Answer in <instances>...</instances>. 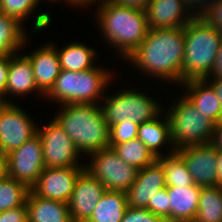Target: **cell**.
<instances>
[{
	"label": "cell",
	"instance_id": "obj_11",
	"mask_svg": "<svg viewBox=\"0 0 222 222\" xmlns=\"http://www.w3.org/2000/svg\"><path fill=\"white\" fill-rule=\"evenodd\" d=\"M25 112L11 101L0 111L1 153L7 155L37 134L38 127Z\"/></svg>",
	"mask_w": 222,
	"mask_h": 222
},
{
	"label": "cell",
	"instance_id": "obj_21",
	"mask_svg": "<svg viewBox=\"0 0 222 222\" xmlns=\"http://www.w3.org/2000/svg\"><path fill=\"white\" fill-rule=\"evenodd\" d=\"M26 205L28 222H72L68 203L39 197L31 189Z\"/></svg>",
	"mask_w": 222,
	"mask_h": 222
},
{
	"label": "cell",
	"instance_id": "obj_34",
	"mask_svg": "<svg viewBox=\"0 0 222 222\" xmlns=\"http://www.w3.org/2000/svg\"><path fill=\"white\" fill-rule=\"evenodd\" d=\"M200 16L222 33V0H212Z\"/></svg>",
	"mask_w": 222,
	"mask_h": 222
},
{
	"label": "cell",
	"instance_id": "obj_22",
	"mask_svg": "<svg viewBox=\"0 0 222 222\" xmlns=\"http://www.w3.org/2000/svg\"><path fill=\"white\" fill-rule=\"evenodd\" d=\"M163 119L162 121L160 118L156 117L151 121L139 124L137 133V138L145 144L156 158L163 155L159 149L167 143H171L170 148L172 149L170 150L172 152L176 151L171 139L170 123L167 115Z\"/></svg>",
	"mask_w": 222,
	"mask_h": 222
},
{
	"label": "cell",
	"instance_id": "obj_17",
	"mask_svg": "<svg viewBox=\"0 0 222 222\" xmlns=\"http://www.w3.org/2000/svg\"><path fill=\"white\" fill-rule=\"evenodd\" d=\"M53 44H46L26 55L32 66L37 89L46 96L53 88L56 78L61 72L57 47Z\"/></svg>",
	"mask_w": 222,
	"mask_h": 222
},
{
	"label": "cell",
	"instance_id": "obj_12",
	"mask_svg": "<svg viewBox=\"0 0 222 222\" xmlns=\"http://www.w3.org/2000/svg\"><path fill=\"white\" fill-rule=\"evenodd\" d=\"M176 152L183 158L195 185L218 186V150L211 143L189 145Z\"/></svg>",
	"mask_w": 222,
	"mask_h": 222
},
{
	"label": "cell",
	"instance_id": "obj_40",
	"mask_svg": "<svg viewBox=\"0 0 222 222\" xmlns=\"http://www.w3.org/2000/svg\"><path fill=\"white\" fill-rule=\"evenodd\" d=\"M211 144L217 150H222V123L215 124Z\"/></svg>",
	"mask_w": 222,
	"mask_h": 222
},
{
	"label": "cell",
	"instance_id": "obj_27",
	"mask_svg": "<svg viewBox=\"0 0 222 222\" xmlns=\"http://www.w3.org/2000/svg\"><path fill=\"white\" fill-rule=\"evenodd\" d=\"M109 147L113 148L125 163L138 170L152 164L157 159L138 138L117 145H109Z\"/></svg>",
	"mask_w": 222,
	"mask_h": 222
},
{
	"label": "cell",
	"instance_id": "obj_8",
	"mask_svg": "<svg viewBox=\"0 0 222 222\" xmlns=\"http://www.w3.org/2000/svg\"><path fill=\"white\" fill-rule=\"evenodd\" d=\"M89 155L91 163L85 165V169L98 179L106 190L126 192L135 182L139 170L125 163L113 148H104Z\"/></svg>",
	"mask_w": 222,
	"mask_h": 222
},
{
	"label": "cell",
	"instance_id": "obj_4",
	"mask_svg": "<svg viewBox=\"0 0 222 222\" xmlns=\"http://www.w3.org/2000/svg\"><path fill=\"white\" fill-rule=\"evenodd\" d=\"M221 40L222 33L201 16H195L185 25L182 83L211 75Z\"/></svg>",
	"mask_w": 222,
	"mask_h": 222
},
{
	"label": "cell",
	"instance_id": "obj_30",
	"mask_svg": "<svg viewBox=\"0 0 222 222\" xmlns=\"http://www.w3.org/2000/svg\"><path fill=\"white\" fill-rule=\"evenodd\" d=\"M40 0H0V12L24 22L39 5Z\"/></svg>",
	"mask_w": 222,
	"mask_h": 222
},
{
	"label": "cell",
	"instance_id": "obj_24",
	"mask_svg": "<svg viewBox=\"0 0 222 222\" xmlns=\"http://www.w3.org/2000/svg\"><path fill=\"white\" fill-rule=\"evenodd\" d=\"M61 69L80 72L93 69L96 52L93 48L83 45V43L72 42L62 49H57Z\"/></svg>",
	"mask_w": 222,
	"mask_h": 222
},
{
	"label": "cell",
	"instance_id": "obj_6",
	"mask_svg": "<svg viewBox=\"0 0 222 222\" xmlns=\"http://www.w3.org/2000/svg\"><path fill=\"white\" fill-rule=\"evenodd\" d=\"M173 106L166 113L176 150L189 145L211 143L215 124L210 119L203 116L185 96Z\"/></svg>",
	"mask_w": 222,
	"mask_h": 222
},
{
	"label": "cell",
	"instance_id": "obj_26",
	"mask_svg": "<svg viewBox=\"0 0 222 222\" xmlns=\"http://www.w3.org/2000/svg\"><path fill=\"white\" fill-rule=\"evenodd\" d=\"M193 222H222V187H201L198 211Z\"/></svg>",
	"mask_w": 222,
	"mask_h": 222
},
{
	"label": "cell",
	"instance_id": "obj_44",
	"mask_svg": "<svg viewBox=\"0 0 222 222\" xmlns=\"http://www.w3.org/2000/svg\"><path fill=\"white\" fill-rule=\"evenodd\" d=\"M217 161L218 186L222 187V150H218Z\"/></svg>",
	"mask_w": 222,
	"mask_h": 222
},
{
	"label": "cell",
	"instance_id": "obj_7",
	"mask_svg": "<svg viewBox=\"0 0 222 222\" xmlns=\"http://www.w3.org/2000/svg\"><path fill=\"white\" fill-rule=\"evenodd\" d=\"M118 92L113 96H104V104H100L109 129L114 124L122 123L125 120L137 124L148 122L159 117L163 111L160 104L151 96L147 97L144 92H138L133 88Z\"/></svg>",
	"mask_w": 222,
	"mask_h": 222
},
{
	"label": "cell",
	"instance_id": "obj_1",
	"mask_svg": "<svg viewBox=\"0 0 222 222\" xmlns=\"http://www.w3.org/2000/svg\"><path fill=\"white\" fill-rule=\"evenodd\" d=\"M185 50V26L149 29L145 39L130 55L129 60L141 72L161 80L182 84ZM170 80V81H169Z\"/></svg>",
	"mask_w": 222,
	"mask_h": 222
},
{
	"label": "cell",
	"instance_id": "obj_15",
	"mask_svg": "<svg viewBox=\"0 0 222 222\" xmlns=\"http://www.w3.org/2000/svg\"><path fill=\"white\" fill-rule=\"evenodd\" d=\"M164 188H166L164 168L156 159L152 164L138 171L135 182L126 191L127 204L132 208H146Z\"/></svg>",
	"mask_w": 222,
	"mask_h": 222
},
{
	"label": "cell",
	"instance_id": "obj_29",
	"mask_svg": "<svg viewBox=\"0 0 222 222\" xmlns=\"http://www.w3.org/2000/svg\"><path fill=\"white\" fill-rule=\"evenodd\" d=\"M30 189L6 175L0 180V212L23 206Z\"/></svg>",
	"mask_w": 222,
	"mask_h": 222
},
{
	"label": "cell",
	"instance_id": "obj_43",
	"mask_svg": "<svg viewBox=\"0 0 222 222\" xmlns=\"http://www.w3.org/2000/svg\"><path fill=\"white\" fill-rule=\"evenodd\" d=\"M7 175V156L0 152V180Z\"/></svg>",
	"mask_w": 222,
	"mask_h": 222
},
{
	"label": "cell",
	"instance_id": "obj_25",
	"mask_svg": "<svg viewBox=\"0 0 222 222\" xmlns=\"http://www.w3.org/2000/svg\"><path fill=\"white\" fill-rule=\"evenodd\" d=\"M22 25L15 18L0 12V57L16 54L25 46L27 35Z\"/></svg>",
	"mask_w": 222,
	"mask_h": 222
},
{
	"label": "cell",
	"instance_id": "obj_42",
	"mask_svg": "<svg viewBox=\"0 0 222 222\" xmlns=\"http://www.w3.org/2000/svg\"><path fill=\"white\" fill-rule=\"evenodd\" d=\"M67 3L71 4V5H74L75 7L78 5H84V6H88L89 4H93V3H98L99 4H102L104 3L105 1L107 0H65ZM101 2V3H100Z\"/></svg>",
	"mask_w": 222,
	"mask_h": 222
},
{
	"label": "cell",
	"instance_id": "obj_33",
	"mask_svg": "<svg viewBox=\"0 0 222 222\" xmlns=\"http://www.w3.org/2000/svg\"><path fill=\"white\" fill-rule=\"evenodd\" d=\"M121 222H166L162 217L153 214L146 208L127 207Z\"/></svg>",
	"mask_w": 222,
	"mask_h": 222
},
{
	"label": "cell",
	"instance_id": "obj_16",
	"mask_svg": "<svg viewBox=\"0 0 222 222\" xmlns=\"http://www.w3.org/2000/svg\"><path fill=\"white\" fill-rule=\"evenodd\" d=\"M146 16L149 29H166L183 27L196 15L185 0H149Z\"/></svg>",
	"mask_w": 222,
	"mask_h": 222
},
{
	"label": "cell",
	"instance_id": "obj_14",
	"mask_svg": "<svg viewBox=\"0 0 222 222\" xmlns=\"http://www.w3.org/2000/svg\"><path fill=\"white\" fill-rule=\"evenodd\" d=\"M105 191L104 185L85 169L78 176L68 201L72 222H86Z\"/></svg>",
	"mask_w": 222,
	"mask_h": 222
},
{
	"label": "cell",
	"instance_id": "obj_18",
	"mask_svg": "<svg viewBox=\"0 0 222 222\" xmlns=\"http://www.w3.org/2000/svg\"><path fill=\"white\" fill-rule=\"evenodd\" d=\"M185 86L184 95L203 116L210 119L214 124L220 122L222 106L213 87L205 79H193L181 84ZM188 88V89H187Z\"/></svg>",
	"mask_w": 222,
	"mask_h": 222
},
{
	"label": "cell",
	"instance_id": "obj_3",
	"mask_svg": "<svg viewBox=\"0 0 222 222\" xmlns=\"http://www.w3.org/2000/svg\"><path fill=\"white\" fill-rule=\"evenodd\" d=\"M97 23L104 38L117 48L120 56L129 58L148 33L146 11L120 6L109 1L99 4Z\"/></svg>",
	"mask_w": 222,
	"mask_h": 222
},
{
	"label": "cell",
	"instance_id": "obj_32",
	"mask_svg": "<svg viewBox=\"0 0 222 222\" xmlns=\"http://www.w3.org/2000/svg\"><path fill=\"white\" fill-rule=\"evenodd\" d=\"M146 209L157 216L162 217L166 222H169V196L167 187L160 190L150 201Z\"/></svg>",
	"mask_w": 222,
	"mask_h": 222
},
{
	"label": "cell",
	"instance_id": "obj_28",
	"mask_svg": "<svg viewBox=\"0 0 222 222\" xmlns=\"http://www.w3.org/2000/svg\"><path fill=\"white\" fill-rule=\"evenodd\" d=\"M157 160L164 168L166 187L194 185L183 158L176 151L170 152L168 155H162Z\"/></svg>",
	"mask_w": 222,
	"mask_h": 222
},
{
	"label": "cell",
	"instance_id": "obj_10",
	"mask_svg": "<svg viewBox=\"0 0 222 222\" xmlns=\"http://www.w3.org/2000/svg\"><path fill=\"white\" fill-rule=\"evenodd\" d=\"M43 127L37 133L42 143L45 168L83 166L77 163L80 152L54 119Z\"/></svg>",
	"mask_w": 222,
	"mask_h": 222
},
{
	"label": "cell",
	"instance_id": "obj_41",
	"mask_svg": "<svg viewBox=\"0 0 222 222\" xmlns=\"http://www.w3.org/2000/svg\"><path fill=\"white\" fill-rule=\"evenodd\" d=\"M208 84L213 87L222 106V78H213V80L210 83L208 82Z\"/></svg>",
	"mask_w": 222,
	"mask_h": 222
},
{
	"label": "cell",
	"instance_id": "obj_19",
	"mask_svg": "<svg viewBox=\"0 0 222 222\" xmlns=\"http://www.w3.org/2000/svg\"><path fill=\"white\" fill-rule=\"evenodd\" d=\"M199 185L167 187L169 196V222H193L197 211Z\"/></svg>",
	"mask_w": 222,
	"mask_h": 222
},
{
	"label": "cell",
	"instance_id": "obj_38",
	"mask_svg": "<svg viewBox=\"0 0 222 222\" xmlns=\"http://www.w3.org/2000/svg\"><path fill=\"white\" fill-rule=\"evenodd\" d=\"M211 1L212 0H185V3L187 5V7L190 9V11L192 10V13H194L196 16H200L207 9V7L210 5ZM193 8H195L196 10ZM194 11H196V12H194ZM197 11H199V12H197Z\"/></svg>",
	"mask_w": 222,
	"mask_h": 222
},
{
	"label": "cell",
	"instance_id": "obj_13",
	"mask_svg": "<svg viewBox=\"0 0 222 222\" xmlns=\"http://www.w3.org/2000/svg\"><path fill=\"white\" fill-rule=\"evenodd\" d=\"M85 166L44 168L31 190L39 197L68 203Z\"/></svg>",
	"mask_w": 222,
	"mask_h": 222
},
{
	"label": "cell",
	"instance_id": "obj_31",
	"mask_svg": "<svg viewBox=\"0 0 222 222\" xmlns=\"http://www.w3.org/2000/svg\"><path fill=\"white\" fill-rule=\"evenodd\" d=\"M138 128L139 124L129 120L114 124L110 128L109 145H117L137 138Z\"/></svg>",
	"mask_w": 222,
	"mask_h": 222
},
{
	"label": "cell",
	"instance_id": "obj_5",
	"mask_svg": "<svg viewBox=\"0 0 222 222\" xmlns=\"http://www.w3.org/2000/svg\"><path fill=\"white\" fill-rule=\"evenodd\" d=\"M110 72L100 67L80 72L61 69L55 84L46 98L60 104H97L104 97V90L110 84ZM102 94V95H101Z\"/></svg>",
	"mask_w": 222,
	"mask_h": 222
},
{
	"label": "cell",
	"instance_id": "obj_39",
	"mask_svg": "<svg viewBox=\"0 0 222 222\" xmlns=\"http://www.w3.org/2000/svg\"><path fill=\"white\" fill-rule=\"evenodd\" d=\"M213 76V77H212ZM222 78V40L219 46V50L217 52V56L215 59V63L212 69V73L209 76V78H205L206 81L212 79V78Z\"/></svg>",
	"mask_w": 222,
	"mask_h": 222
},
{
	"label": "cell",
	"instance_id": "obj_37",
	"mask_svg": "<svg viewBox=\"0 0 222 222\" xmlns=\"http://www.w3.org/2000/svg\"><path fill=\"white\" fill-rule=\"evenodd\" d=\"M111 3L133 8L141 11H146L149 0H107Z\"/></svg>",
	"mask_w": 222,
	"mask_h": 222
},
{
	"label": "cell",
	"instance_id": "obj_2",
	"mask_svg": "<svg viewBox=\"0 0 222 222\" xmlns=\"http://www.w3.org/2000/svg\"><path fill=\"white\" fill-rule=\"evenodd\" d=\"M53 119L71 138L77 150L91 154L109 147L110 129L98 104H63Z\"/></svg>",
	"mask_w": 222,
	"mask_h": 222
},
{
	"label": "cell",
	"instance_id": "obj_9",
	"mask_svg": "<svg viewBox=\"0 0 222 222\" xmlns=\"http://www.w3.org/2000/svg\"><path fill=\"white\" fill-rule=\"evenodd\" d=\"M7 175L31 189L44 167L43 149L39 134L7 155Z\"/></svg>",
	"mask_w": 222,
	"mask_h": 222
},
{
	"label": "cell",
	"instance_id": "obj_35",
	"mask_svg": "<svg viewBox=\"0 0 222 222\" xmlns=\"http://www.w3.org/2000/svg\"><path fill=\"white\" fill-rule=\"evenodd\" d=\"M0 222H28V208L23 206L0 212Z\"/></svg>",
	"mask_w": 222,
	"mask_h": 222
},
{
	"label": "cell",
	"instance_id": "obj_20",
	"mask_svg": "<svg viewBox=\"0 0 222 222\" xmlns=\"http://www.w3.org/2000/svg\"><path fill=\"white\" fill-rule=\"evenodd\" d=\"M37 91V84L34 78L33 66L26 55L12 54L10 55V64L8 70L6 96L11 95H26L30 92Z\"/></svg>",
	"mask_w": 222,
	"mask_h": 222
},
{
	"label": "cell",
	"instance_id": "obj_45",
	"mask_svg": "<svg viewBox=\"0 0 222 222\" xmlns=\"http://www.w3.org/2000/svg\"><path fill=\"white\" fill-rule=\"evenodd\" d=\"M6 103H8V101L6 99H4V97H2L0 95V111L2 110V108L6 105Z\"/></svg>",
	"mask_w": 222,
	"mask_h": 222
},
{
	"label": "cell",
	"instance_id": "obj_23",
	"mask_svg": "<svg viewBox=\"0 0 222 222\" xmlns=\"http://www.w3.org/2000/svg\"><path fill=\"white\" fill-rule=\"evenodd\" d=\"M127 207L126 192L106 190L86 222H121Z\"/></svg>",
	"mask_w": 222,
	"mask_h": 222
},
{
	"label": "cell",
	"instance_id": "obj_36",
	"mask_svg": "<svg viewBox=\"0 0 222 222\" xmlns=\"http://www.w3.org/2000/svg\"><path fill=\"white\" fill-rule=\"evenodd\" d=\"M9 64H10V55L0 57V95L4 97V99L7 98L5 96H6V84H7Z\"/></svg>",
	"mask_w": 222,
	"mask_h": 222
}]
</instances>
